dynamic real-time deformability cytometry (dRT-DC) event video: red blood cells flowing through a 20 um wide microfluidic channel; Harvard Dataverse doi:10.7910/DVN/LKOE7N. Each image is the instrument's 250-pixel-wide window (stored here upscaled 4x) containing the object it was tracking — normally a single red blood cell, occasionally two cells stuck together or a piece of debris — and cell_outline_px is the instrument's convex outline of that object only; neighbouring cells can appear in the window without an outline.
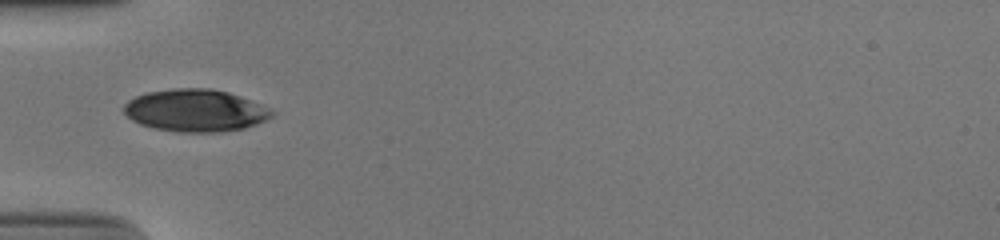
{"species": "human", "species_latin": "Homo sapiens", "temperature_condition": "cold", "stored_images_in_passage": 36, "camera_frame_rate_fps": 3000, "um_per_image_px": 0.085, "donor": {"sex": "male"}, "frame": {"image": 1, "passage_image": 1, "time_ms": 0.0, "image_size_px": [1000, 240], "cell_outline_px": [[276, 112], [268, 120], [244, 128], [220, 132], [176, 132], [156, 128], [140, 124], [132, 120], [124, 112], [124, 104], [128, 100], [136, 96], [148, 92], [172, 88], [212, 88], [228, 92], [240, 96], [272, 108]], "centroid_in_image_um": [16.65, 9.39], "position_along_channel_um": 68.4, "area_um2": 36.7}}
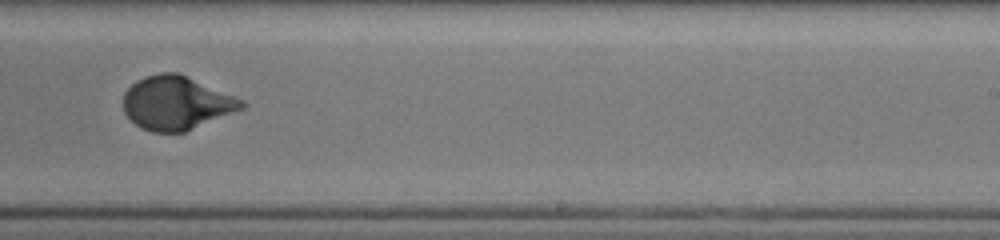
{"frame": {"image": 2, "passage_image": 17, "time_ms": 5.333, "image_size_px": [1000, 240], "cell_outline_px": [[248, 104], [244, 108], [184, 132], [152, 132], [136, 124], [124, 112], [124, 92], [136, 80], [144, 76], [160, 72], [180, 72], [236, 96], [244, 100]], "centroid_in_image_um": [15.02, 8.72], "position_along_channel_um": 274.0, "area_um2": 37.11}}
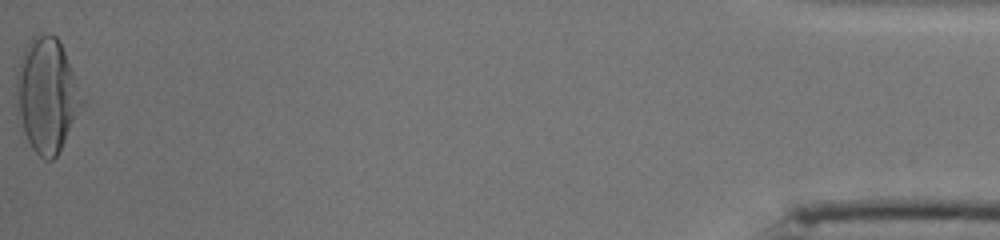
{"frame": {"image": 3, "passage_image": 36, "time_ms": 11.667, "image_size_px": [1000, 240], "cell_outline_px": [[84, 108], [56, 156], [52, 160], [44, 160], [32, 148], [24, 132], [16, 112], [16, 72], [24, 48], [32, 36], [36, 32], [48, 32], [56, 36], [60, 40], [84, 100]], "centroid_in_image_um": [3.98, 8.06], "position_along_channel_um": 431.2, "area_um2": 44.16}, "authors_computed_cell_mechanics": {"area_um2": 36.5874, "velocity_mm_per_s": 3.8821, "shape_relaxation_time_tau1_ms": 3.5169, "shape_relaxation_time_tau2_ms": null, "deformation_change_tau1": 0.175, "deformation_change_tau2": null}}